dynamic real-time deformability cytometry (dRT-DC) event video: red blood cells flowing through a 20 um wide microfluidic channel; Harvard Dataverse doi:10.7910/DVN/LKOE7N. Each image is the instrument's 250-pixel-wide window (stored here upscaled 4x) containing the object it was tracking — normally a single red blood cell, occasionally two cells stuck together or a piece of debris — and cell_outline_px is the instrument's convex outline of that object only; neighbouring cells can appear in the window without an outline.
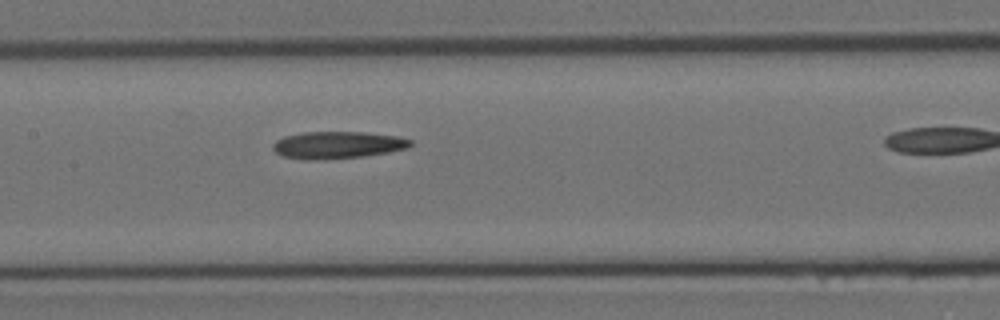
{"species": "Egyptian fruit bat (a non-hibernating species)", "species_latin": "Rousettus aegyptiacus", "temperature_condition": "room temperature", "stored_images_in_passage": 9, "segment_of_instrument_passage": [1, 2], "camera_frame_rate_fps": 3000, "um_per_image_px": 0.085, "animal": {"sex": "female"}, "frame": {"image": 1, "passage_image": 8, "time_ms": 2.333, "image_size_px": [1000, 320], "cell_outline_px": [[412, 144], [408, 148], [388, 152], [364, 156], [316, 160], [304, 160], [284, 156], [276, 152], [272, 148], [272, 144], [276, 140], [284, 136], [304, 132], [360, 132], [396, 136], [412, 140]], "centroid_in_image_um": [28.66, 12.32], "position_along_channel_um": 178.7, "area_um2": 21.68}}